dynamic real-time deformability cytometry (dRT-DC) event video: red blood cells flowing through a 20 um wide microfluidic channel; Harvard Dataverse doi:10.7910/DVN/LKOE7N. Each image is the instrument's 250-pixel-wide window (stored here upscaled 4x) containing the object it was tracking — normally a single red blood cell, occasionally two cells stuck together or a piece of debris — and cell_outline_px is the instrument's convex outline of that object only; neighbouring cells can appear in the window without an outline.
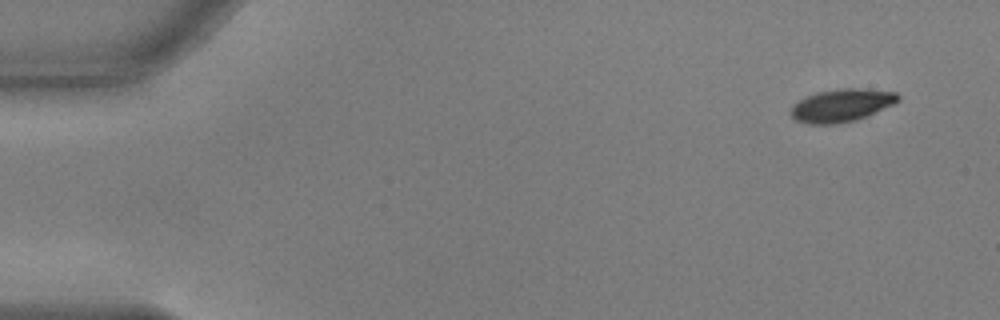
{"species": "common noctule bat (a hibernating species)", "species_latin": "Nyctalus noctula", "temperature_condition": "warm", "stored_images_in_passage": 53, "camera_frame_rate_fps": 3000, "um_per_image_px": 0.085, "animal": {"sex": "male", "body_mass_g": 17.9, "forearm_length_mm": 54.2}, "frame": {"image": 1, "passage_image": 1, "time_ms": 0.0, "image_size_px": [1000, 320], "cell_outline_px": [[900, 100], [892, 104], [856, 120], [836, 124], [808, 124], [796, 120], [792, 116], [792, 108], [800, 100], [816, 92], [836, 88], [860, 88], [896, 92], [900, 96]], "centroid_in_image_um": [71.55, 8.94], "position_along_channel_um": 13.5, "area_um2": 20.23}}
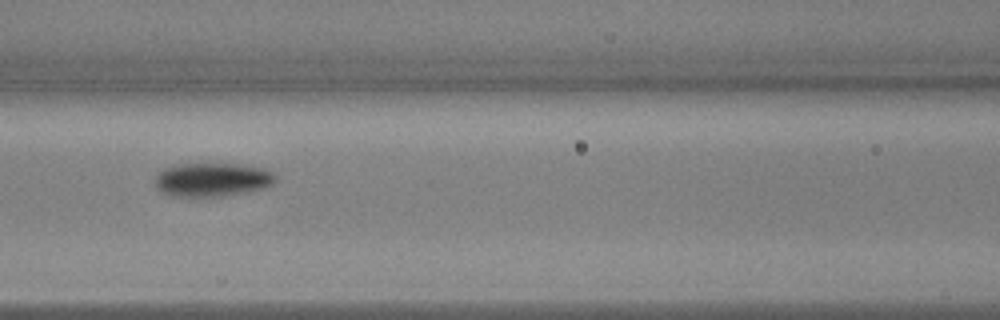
{"frame": {"image": 2, "passage_image": 22, "time_ms": 7.0, "image_size_px": [1000, 320], "cell_outline_px": [[276, 180], [272, 184], [264, 188], [248, 192], [224, 196], [172, 196], [160, 192], [156, 188], [156, 176], [164, 168], [176, 164], [236, 164], [264, 168], [272, 172], [276, 176]], "centroid_in_image_um": [18.05, 15.27], "position_along_channel_um": 148.6, "area_um2": 23.7}}
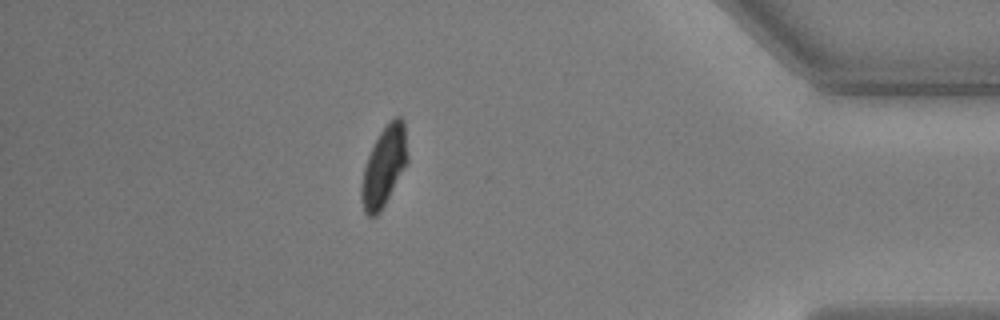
{"frame": {"image": 3, "passage_image": 46, "time_ms": 15.0, "image_size_px": [1000, 320], "cell_outline_px": [[408, 164], [380, 212], [376, 216], [368, 216], [364, 212], [360, 200], [360, 188], [364, 168], [368, 156], [380, 132], [396, 116], [400, 116], [404, 120], [408, 156]], "centroid_in_image_um": [32.65, 14.19], "position_along_channel_um": 402.6, "area_um2": 21.44}, "authors_computed_cell_mechanics": {"area_um2": 22.1374, "velocity_mm_per_s": 3.6663, "shape_relaxation_time_tau1_ms": 2.4716, "shape_relaxation_time_tau2_ms": null, "deformation_change_tau1": 0.1678, "deformation_change_tau2": null}}